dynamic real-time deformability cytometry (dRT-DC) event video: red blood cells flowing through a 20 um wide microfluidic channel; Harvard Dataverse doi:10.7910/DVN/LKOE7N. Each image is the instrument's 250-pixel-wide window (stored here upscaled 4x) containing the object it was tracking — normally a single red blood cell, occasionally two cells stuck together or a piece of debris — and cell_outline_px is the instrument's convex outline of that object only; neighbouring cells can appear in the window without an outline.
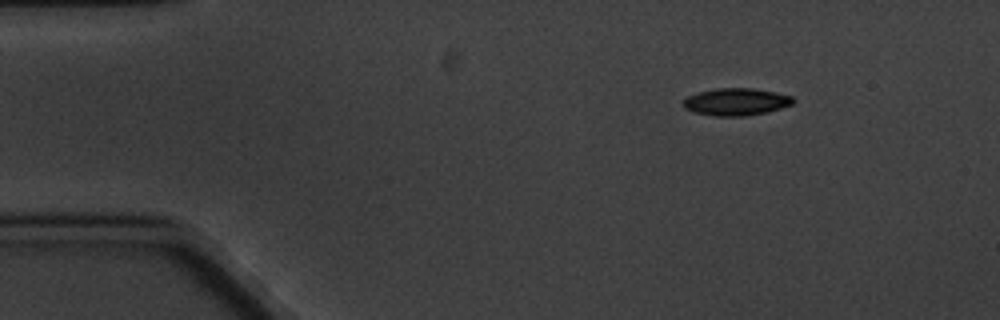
{"species": "common noctule bat (a hibernating species)", "species_latin": "Nyctalus noctula", "temperature_condition": "cold", "stored_images_in_passage": 6, "segment_of_instrument_passage": [2, 2], "camera_frame_rate_fps": 3000, "um_per_image_px": 0.085, "animal": {"sex": "male", "body_mass_g": 20.1, "forearm_length_mm": 53.5}, "frame": {"image": 1, "passage_image": 6, "time_ms": 6.0, "image_size_px": [1000, 320], "cell_outline_px": [[796, 100], [792, 104], [768, 112], [744, 116], [712, 116], [692, 112], [684, 108], [684, 100], [688, 96], [696, 92], [716, 88], [752, 88], [776, 92], [792, 96]], "centroid_in_image_um": [62.56, 8.65], "position_along_channel_um": 22.4, "area_um2": 17.63}}